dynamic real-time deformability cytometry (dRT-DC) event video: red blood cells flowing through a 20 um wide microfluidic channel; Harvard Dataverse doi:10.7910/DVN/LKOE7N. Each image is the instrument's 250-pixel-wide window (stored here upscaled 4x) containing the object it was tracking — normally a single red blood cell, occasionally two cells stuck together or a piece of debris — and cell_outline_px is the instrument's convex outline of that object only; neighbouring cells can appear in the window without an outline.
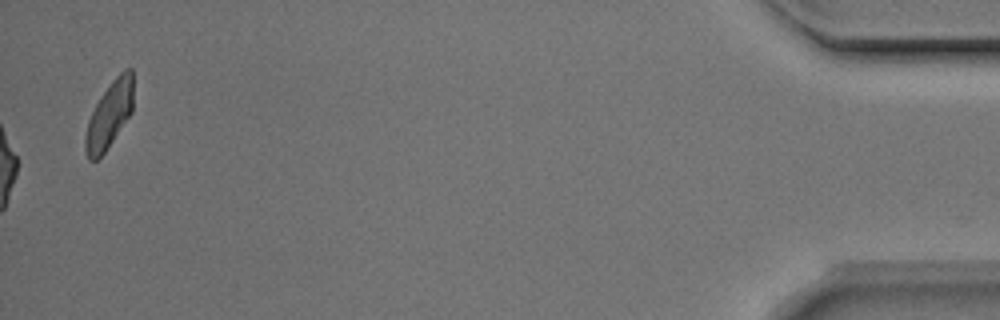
{"species": "Egyptian fruit bat (a non-hibernating species)", "species_latin": "Rousettus aegyptiacus", "temperature_condition": "room temperature", "stored_images_in_passage": 45, "camera_frame_rate_fps": 3000, "um_per_image_px": 0.085, "animal": {"sex": "male"}, "frame": {"image": 1, "passage_image": 45, "time_ms": 14.667, "image_size_px": [1000, 320], "cell_outline_px": [[132, 112], [104, 152], [96, 160], [88, 160], [84, 148], [84, 136], [88, 120], [96, 104], [112, 80], [124, 68], [132, 68]], "centroid_in_image_um": [9.27, 9.77], "position_along_channel_um": 425.9, "area_um2": 18.26}, "authors_computed_cell_mechanics": {"area_um2": 20.1722, "velocity_mm_per_s": 3.9751, "shape_relaxation_time_tau1_ms": 3.5617, "shape_relaxation_time_tau2_ms": 2.4177, "deformation_change_tau1": 0.1466, "deformation_change_tau2": 0.1012}}